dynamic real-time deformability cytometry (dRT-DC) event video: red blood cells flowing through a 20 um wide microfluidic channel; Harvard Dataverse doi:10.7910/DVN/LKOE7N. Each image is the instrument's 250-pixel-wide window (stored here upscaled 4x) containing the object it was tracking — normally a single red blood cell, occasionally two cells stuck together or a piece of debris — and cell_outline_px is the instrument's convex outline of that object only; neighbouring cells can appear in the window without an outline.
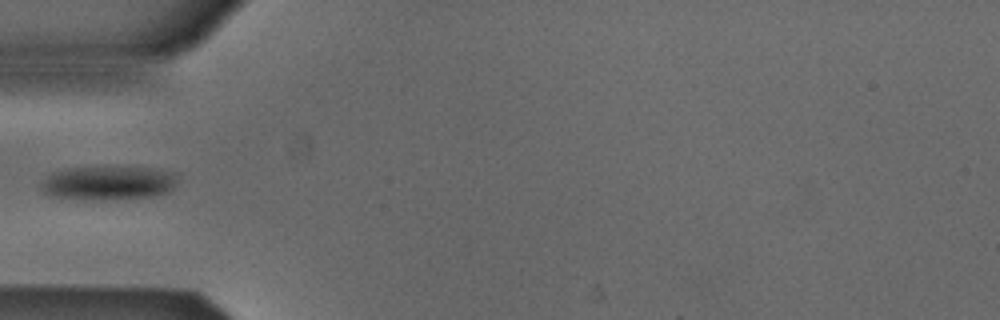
{"species": "Egyptian fruit bat (a non-hibernating species)", "species_latin": "Rousettus aegyptiacus", "temperature_condition": "cold", "stored_images_in_passage": 3, "camera_frame_rate_fps": 3000, "um_per_image_px": 0.085, "animal": {"sex": "male"}, "frame": {"image": 1, "passage_image": 1, "time_ms": 0.0, "image_size_px": [1000, 320], "cell_outline_px": [[176, 184], [168, 192], [152, 196], [120, 200], [84, 200], [48, 196], [40, 188], [40, 184], [52, 172], [68, 168], [152, 168], [176, 172]], "centroid_in_image_um": [9.19, 15.58], "position_along_channel_um": 75.8, "area_um2": 27.17}}
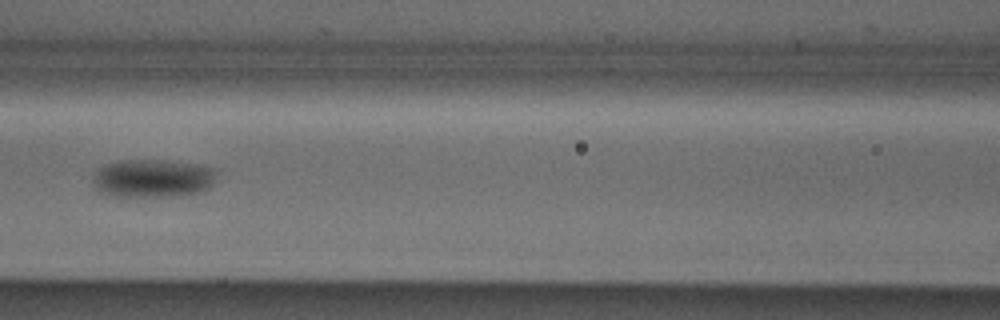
{"frame": {"image": 2, "passage_image": 3, "time_ms": 0.667, "image_size_px": [1000, 320], "cell_outline_px": [[216, 176], [212, 184], [208, 188], [200, 192], [168, 196], [112, 196], [100, 192], [96, 188], [96, 172], [100, 168], [108, 164], [120, 160], [168, 160], [216, 168]], "centroid_in_image_um": [13.03, 15.15], "position_along_channel_um": 153.6, "area_um2": 27.11}}